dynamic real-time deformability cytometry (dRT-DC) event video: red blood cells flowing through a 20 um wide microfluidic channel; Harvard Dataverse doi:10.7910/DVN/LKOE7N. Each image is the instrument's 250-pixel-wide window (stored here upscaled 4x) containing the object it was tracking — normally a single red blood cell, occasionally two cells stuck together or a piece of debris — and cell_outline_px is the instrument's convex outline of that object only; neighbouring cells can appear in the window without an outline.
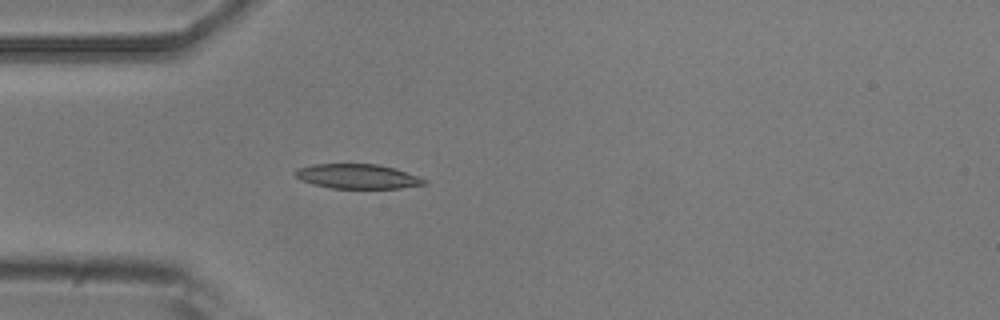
{"species": "common noctule bat (a hibernating species)", "species_latin": "Nyctalus noctula", "temperature_condition": "room temperature", "stored_images_in_passage": 4, "camera_frame_rate_fps": 3000, "um_per_image_px": 0.085, "animal": {"sex": "male", "body_mass_g": 20.5, "forearm_length_mm": 52.5}, "frame": {"image": 1, "passage_image": 4, "time_ms": 4.333, "image_size_px": [1000, 320], "cell_outline_px": [[428, 184], [400, 188], [332, 188], [312, 184], [300, 180], [292, 172], [296, 168], [312, 164], [376, 164], [396, 168], [428, 180]], "centroid_in_image_um": [30.37, 14.99], "position_along_channel_um": 54.6, "area_um2": 18.67}}